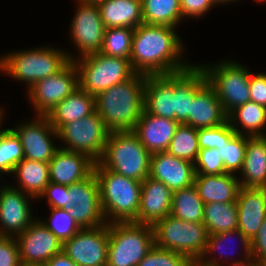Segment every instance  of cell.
Instances as JSON below:
<instances>
[{"label":"cell","mask_w":266,"mask_h":266,"mask_svg":"<svg viewBox=\"0 0 266 266\" xmlns=\"http://www.w3.org/2000/svg\"><path fill=\"white\" fill-rule=\"evenodd\" d=\"M182 49L175 27L142 23L133 33L130 62L136 73L144 75L176 73L191 66L180 60Z\"/></svg>","instance_id":"1"},{"label":"cell","mask_w":266,"mask_h":266,"mask_svg":"<svg viewBox=\"0 0 266 266\" xmlns=\"http://www.w3.org/2000/svg\"><path fill=\"white\" fill-rule=\"evenodd\" d=\"M146 75L136 73L95 96L96 112L110 132L133 131L144 111Z\"/></svg>","instance_id":"2"},{"label":"cell","mask_w":266,"mask_h":266,"mask_svg":"<svg viewBox=\"0 0 266 266\" xmlns=\"http://www.w3.org/2000/svg\"><path fill=\"white\" fill-rule=\"evenodd\" d=\"M94 173L107 223L134 222L140 206L142 182L108 170L99 162L94 165Z\"/></svg>","instance_id":"3"},{"label":"cell","mask_w":266,"mask_h":266,"mask_svg":"<svg viewBox=\"0 0 266 266\" xmlns=\"http://www.w3.org/2000/svg\"><path fill=\"white\" fill-rule=\"evenodd\" d=\"M150 152L133 131L110 132L104 153L98 161L103 167L142 182L149 177Z\"/></svg>","instance_id":"4"},{"label":"cell","mask_w":266,"mask_h":266,"mask_svg":"<svg viewBox=\"0 0 266 266\" xmlns=\"http://www.w3.org/2000/svg\"><path fill=\"white\" fill-rule=\"evenodd\" d=\"M75 59L58 49L45 47L13 52L1 57L0 71L29 84V89L39 80L61 71Z\"/></svg>","instance_id":"5"},{"label":"cell","mask_w":266,"mask_h":266,"mask_svg":"<svg viewBox=\"0 0 266 266\" xmlns=\"http://www.w3.org/2000/svg\"><path fill=\"white\" fill-rule=\"evenodd\" d=\"M108 231L106 266H137L155 246L152 225L112 222L108 223Z\"/></svg>","instance_id":"6"},{"label":"cell","mask_w":266,"mask_h":266,"mask_svg":"<svg viewBox=\"0 0 266 266\" xmlns=\"http://www.w3.org/2000/svg\"><path fill=\"white\" fill-rule=\"evenodd\" d=\"M152 228L156 247L181 253L191 262L198 261L206 248L208 233L204 223L183 221L170 214Z\"/></svg>","instance_id":"7"},{"label":"cell","mask_w":266,"mask_h":266,"mask_svg":"<svg viewBox=\"0 0 266 266\" xmlns=\"http://www.w3.org/2000/svg\"><path fill=\"white\" fill-rule=\"evenodd\" d=\"M78 58L77 63L73 62L78 69L79 87L94 96L136 74L130 60L125 58L100 52Z\"/></svg>","instance_id":"8"},{"label":"cell","mask_w":266,"mask_h":266,"mask_svg":"<svg viewBox=\"0 0 266 266\" xmlns=\"http://www.w3.org/2000/svg\"><path fill=\"white\" fill-rule=\"evenodd\" d=\"M235 63L229 60L211 67L201 65L207 83L216 92L227 114L236 107L250 101L249 82L251 72L243 65Z\"/></svg>","instance_id":"9"},{"label":"cell","mask_w":266,"mask_h":266,"mask_svg":"<svg viewBox=\"0 0 266 266\" xmlns=\"http://www.w3.org/2000/svg\"><path fill=\"white\" fill-rule=\"evenodd\" d=\"M109 134L110 131L96 111L57 130V138L67 145L60 148L84 153L95 162L101 159Z\"/></svg>","instance_id":"10"},{"label":"cell","mask_w":266,"mask_h":266,"mask_svg":"<svg viewBox=\"0 0 266 266\" xmlns=\"http://www.w3.org/2000/svg\"><path fill=\"white\" fill-rule=\"evenodd\" d=\"M68 194V212L82 229L96 228L107 223L94 171L87 178L68 185Z\"/></svg>","instance_id":"11"},{"label":"cell","mask_w":266,"mask_h":266,"mask_svg":"<svg viewBox=\"0 0 266 266\" xmlns=\"http://www.w3.org/2000/svg\"><path fill=\"white\" fill-rule=\"evenodd\" d=\"M78 87V69L73 61L56 74L37 81L28 92L36 115H47Z\"/></svg>","instance_id":"12"},{"label":"cell","mask_w":266,"mask_h":266,"mask_svg":"<svg viewBox=\"0 0 266 266\" xmlns=\"http://www.w3.org/2000/svg\"><path fill=\"white\" fill-rule=\"evenodd\" d=\"M109 245L108 223L83 228L63 243L62 251L78 266H106Z\"/></svg>","instance_id":"13"},{"label":"cell","mask_w":266,"mask_h":266,"mask_svg":"<svg viewBox=\"0 0 266 266\" xmlns=\"http://www.w3.org/2000/svg\"><path fill=\"white\" fill-rule=\"evenodd\" d=\"M78 3L80 6L71 21L70 33L83 57L100 51L106 27L97 3Z\"/></svg>","instance_id":"14"},{"label":"cell","mask_w":266,"mask_h":266,"mask_svg":"<svg viewBox=\"0 0 266 266\" xmlns=\"http://www.w3.org/2000/svg\"><path fill=\"white\" fill-rule=\"evenodd\" d=\"M37 116V120L21 124L12 130L20 138L25 159L49 163L59 149L50 138L51 135L58 137L57 131L46 115Z\"/></svg>","instance_id":"15"},{"label":"cell","mask_w":266,"mask_h":266,"mask_svg":"<svg viewBox=\"0 0 266 266\" xmlns=\"http://www.w3.org/2000/svg\"><path fill=\"white\" fill-rule=\"evenodd\" d=\"M16 240L21 263H46L63 247L60 240L37 219L16 236Z\"/></svg>","instance_id":"16"},{"label":"cell","mask_w":266,"mask_h":266,"mask_svg":"<svg viewBox=\"0 0 266 266\" xmlns=\"http://www.w3.org/2000/svg\"><path fill=\"white\" fill-rule=\"evenodd\" d=\"M9 186H4L0 190V223H2L0 236L12 237L22 233L34 219L32 220L31 209L27 201L28 196H32L19 188Z\"/></svg>","instance_id":"17"},{"label":"cell","mask_w":266,"mask_h":266,"mask_svg":"<svg viewBox=\"0 0 266 266\" xmlns=\"http://www.w3.org/2000/svg\"><path fill=\"white\" fill-rule=\"evenodd\" d=\"M194 163L167 152L151 154L149 177L164 183L172 192L194 185Z\"/></svg>","instance_id":"18"},{"label":"cell","mask_w":266,"mask_h":266,"mask_svg":"<svg viewBox=\"0 0 266 266\" xmlns=\"http://www.w3.org/2000/svg\"><path fill=\"white\" fill-rule=\"evenodd\" d=\"M236 205L237 229L251 242L266 218V189L240 187Z\"/></svg>","instance_id":"19"},{"label":"cell","mask_w":266,"mask_h":266,"mask_svg":"<svg viewBox=\"0 0 266 266\" xmlns=\"http://www.w3.org/2000/svg\"><path fill=\"white\" fill-rule=\"evenodd\" d=\"M144 104L151 115L175 120V73L146 75Z\"/></svg>","instance_id":"20"},{"label":"cell","mask_w":266,"mask_h":266,"mask_svg":"<svg viewBox=\"0 0 266 266\" xmlns=\"http://www.w3.org/2000/svg\"><path fill=\"white\" fill-rule=\"evenodd\" d=\"M172 195L164 183L147 177L142 181L140 206L134 223L153 225L170 215Z\"/></svg>","instance_id":"21"},{"label":"cell","mask_w":266,"mask_h":266,"mask_svg":"<svg viewBox=\"0 0 266 266\" xmlns=\"http://www.w3.org/2000/svg\"><path fill=\"white\" fill-rule=\"evenodd\" d=\"M95 161L88 155L59 148L49 161L50 182L71 185L87 178L93 171Z\"/></svg>","instance_id":"22"},{"label":"cell","mask_w":266,"mask_h":266,"mask_svg":"<svg viewBox=\"0 0 266 266\" xmlns=\"http://www.w3.org/2000/svg\"><path fill=\"white\" fill-rule=\"evenodd\" d=\"M179 123L175 120L151 115L145 110L133 132L150 154L166 152Z\"/></svg>","instance_id":"23"},{"label":"cell","mask_w":266,"mask_h":266,"mask_svg":"<svg viewBox=\"0 0 266 266\" xmlns=\"http://www.w3.org/2000/svg\"><path fill=\"white\" fill-rule=\"evenodd\" d=\"M227 121L228 114L216 92L206 83L192 99L190 115L183 124L199 129L218 126Z\"/></svg>","instance_id":"24"},{"label":"cell","mask_w":266,"mask_h":266,"mask_svg":"<svg viewBox=\"0 0 266 266\" xmlns=\"http://www.w3.org/2000/svg\"><path fill=\"white\" fill-rule=\"evenodd\" d=\"M206 83L205 72L199 65L175 73V121L179 124L188 119L192 99Z\"/></svg>","instance_id":"25"},{"label":"cell","mask_w":266,"mask_h":266,"mask_svg":"<svg viewBox=\"0 0 266 266\" xmlns=\"http://www.w3.org/2000/svg\"><path fill=\"white\" fill-rule=\"evenodd\" d=\"M194 186L204 204L209 202H236L239 179L232 173L195 174Z\"/></svg>","instance_id":"26"},{"label":"cell","mask_w":266,"mask_h":266,"mask_svg":"<svg viewBox=\"0 0 266 266\" xmlns=\"http://www.w3.org/2000/svg\"><path fill=\"white\" fill-rule=\"evenodd\" d=\"M95 111V96L78 87L46 116L57 131L64 124L78 121Z\"/></svg>","instance_id":"27"},{"label":"cell","mask_w":266,"mask_h":266,"mask_svg":"<svg viewBox=\"0 0 266 266\" xmlns=\"http://www.w3.org/2000/svg\"><path fill=\"white\" fill-rule=\"evenodd\" d=\"M97 5L106 28L135 29L143 23L141 0H102Z\"/></svg>","instance_id":"28"},{"label":"cell","mask_w":266,"mask_h":266,"mask_svg":"<svg viewBox=\"0 0 266 266\" xmlns=\"http://www.w3.org/2000/svg\"><path fill=\"white\" fill-rule=\"evenodd\" d=\"M240 187L266 189V147L258 137L247 135L245 158L241 168Z\"/></svg>","instance_id":"29"},{"label":"cell","mask_w":266,"mask_h":266,"mask_svg":"<svg viewBox=\"0 0 266 266\" xmlns=\"http://www.w3.org/2000/svg\"><path fill=\"white\" fill-rule=\"evenodd\" d=\"M17 176L20 188L24 193L36 199L44 192L50 182L49 163L23 159L19 162L13 173Z\"/></svg>","instance_id":"30"},{"label":"cell","mask_w":266,"mask_h":266,"mask_svg":"<svg viewBox=\"0 0 266 266\" xmlns=\"http://www.w3.org/2000/svg\"><path fill=\"white\" fill-rule=\"evenodd\" d=\"M228 121L237 134H243V131L238 128L237 123H239L246 130L248 136H261L265 134L263 127L266 124V107L249 101L232 110L228 114Z\"/></svg>","instance_id":"31"},{"label":"cell","mask_w":266,"mask_h":266,"mask_svg":"<svg viewBox=\"0 0 266 266\" xmlns=\"http://www.w3.org/2000/svg\"><path fill=\"white\" fill-rule=\"evenodd\" d=\"M203 223L208 235L236 230L238 227L236 202L204 204Z\"/></svg>","instance_id":"32"},{"label":"cell","mask_w":266,"mask_h":266,"mask_svg":"<svg viewBox=\"0 0 266 266\" xmlns=\"http://www.w3.org/2000/svg\"><path fill=\"white\" fill-rule=\"evenodd\" d=\"M204 202L197 188L191 187L173 192L170 214L188 222L203 223Z\"/></svg>","instance_id":"33"},{"label":"cell","mask_w":266,"mask_h":266,"mask_svg":"<svg viewBox=\"0 0 266 266\" xmlns=\"http://www.w3.org/2000/svg\"><path fill=\"white\" fill-rule=\"evenodd\" d=\"M143 23L175 27L183 19L180 0H141Z\"/></svg>","instance_id":"34"},{"label":"cell","mask_w":266,"mask_h":266,"mask_svg":"<svg viewBox=\"0 0 266 266\" xmlns=\"http://www.w3.org/2000/svg\"><path fill=\"white\" fill-rule=\"evenodd\" d=\"M199 150L197 129L190 125L179 124L166 152L195 163Z\"/></svg>","instance_id":"35"},{"label":"cell","mask_w":266,"mask_h":266,"mask_svg":"<svg viewBox=\"0 0 266 266\" xmlns=\"http://www.w3.org/2000/svg\"><path fill=\"white\" fill-rule=\"evenodd\" d=\"M133 28H106L100 53L130 60Z\"/></svg>","instance_id":"36"},{"label":"cell","mask_w":266,"mask_h":266,"mask_svg":"<svg viewBox=\"0 0 266 266\" xmlns=\"http://www.w3.org/2000/svg\"><path fill=\"white\" fill-rule=\"evenodd\" d=\"M24 159L20 138L11 129L0 131V173H13L15 166Z\"/></svg>","instance_id":"37"},{"label":"cell","mask_w":266,"mask_h":266,"mask_svg":"<svg viewBox=\"0 0 266 266\" xmlns=\"http://www.w3.org/2000/svg\"><path fill=\"white\" fill-rule=\"evenodd\" d=\"M234 235H238V237H239V239L243 245L244 253H245V255H244L245 260L250 258L251 257V242L247 239V237L245 235H243L240 232L239 229H236V230H232V231H224V232L208 235L206 248H205L202 256L198 259L197 262L203 266H221L220 262H217L216 257H215V259H211V258L207 259L208 257H206V256L208 254H211V253L213 254L214 252L218 251L224 245L223 242H225L227 244L226 239L228 240L229 238H231ZM220 255L222 256V252ZM225 256H228V255H225Z\"/></svg>","instance_id":"38"},{"label":"cell","mask_w":266,"mask_h":266,"mask_svg":"<svg viewBox=\"0 0 266 266\" xmlns=\"http://www.w3.org/2000/svg\"><path fill=\"white\" fill-rule=\"evenodd\" d=\"M51 214L49 222L41 221L63 244L71 239L82 228L72 218L66 209L50 208Z\"/></svg>","instance_id":"39"},{"label":"cell","mask_w":266,"mask_h":266,"mask_svg":"<svg viewBox=\"0 0 266 266\" xmlns=\"http://www.w3.org/2000/svg\"><path fill=\"white\" fill-rule=\"evenodd\" d=\"M247 146V133L235 134L227 144H223L219 150L220 156L224 162L225 173L240 171L245 158Z\"/></svg>","instance_id":"40"},{"label":"cell","mask_w":266,"mask_h":266,"mask_svg":"<svg viewBox=\"0 0 266 266\" xmlns=\"http://www.w3.org/2000/svg\"><path fill=\"white\" fill-rule=\"evenodd\" d=\"M235 134L236 132L229 121L218 126L197 129L200 149L212 148L220 150L221 146L227 144Z\"/></svg>","instance_id":"41"},{"label":"cell","mask_w":266,"mask_h":266,"mask_svg":"<svg viewBox=\"0 0 266 266\" xmlns=\"http://www.w3.org/2000/svg\"><path fill=\"white\" fill-rule=\"evenodd\" d=\"M190 263L181 253L153 246L137 266H188Z\"/></svg>","instance_id":"42"},{"label":"cell","mask_w":266,"mask_h":266,"mask_svg":"<svg viewBox=\"0 0 266 266\" xmlns=\"http://www.w3.org/2000/svg\"><path fill=\"white\" fill-rule=\"evenodd\" d=\"M194 166L196 174L216 175L225 173L224 162L218 149H200Z\"/></svg>","instance_id":"43"},{"label":"cell","mask_w":266,"mask_h":266,"mask_svg":"<svg viewBox=\"0 0 266 266\" xmlns=\"http://www.w3.org/2000/svg\"><path fill=\"white\" fill-rule=\"evenodd\" d=\"M41 197H48V204L51 208L69 209V194L67 185L49 182V184L45 187L44 192L39 196V199Z\"/></svg>","instance_id":"44"},{"label":"cell","mask_w":266,"mask_h":266,"mask_svg":"<svg viewBox=\"0 0 266 266\" xmlns=\"http://www.w3.org/2000/svg\"><path fill=\"white\" fill-rule=\"evenodd\" d=\"M18 242L13 237L0 236V266H20Z\"/></svg>","instance_id":"45"},{"label":"cell","mask_w":266,"mask_h":266,"mask_svg":"<svg viewBox=\"0 0 266 266\" xmlns=\"http://www.w3.org/2000/svg\"><path fill=\"white\" fill-rule=\"evenodd\" d=\"M250 101L266 107V74H250Z\"/></svg>","instance_id":"46"},{"label":"cell","mask_w":266,"mask_h":266,"mask_svg":"<svg viewBox=\"0 0 266 266\" xmlns=\"http://www.w3.org/2000/svg\"><path fill=\"white\" fill-rule=\"evenodd\" d=\"M212 0H180L182 17H200L213 6Z\"/></svg>","instance_id":"47"},{"label":"cell","mask_w":266,"mask_h":266,"mask_svg":"<svg viewBox=\"0 0 266 266\" xmlns=\"http://www.w3.org/2000/svg\"><path fill=\"white\" fill-rule=\"evenodd\" d=\"M251 256L254 257L260 265L266 266V218L261 224L257 235L251 241Z\"/></svg>","instance_id":"48"},{"label":"cell","mask_w":266,"mask_h":266,"mask_svg":"<svg viewBox=\"0 0 266 266\" xmlns=\"http://www.w3.org/2000/svg\"><path fill=\"white\" fill-rule=\"evenodd\" d=\"M47 266H78L63 251L46 262Z\"/></svg>","instance_id":"49"},{"label":"cell","mask_w":266,"mask_h":266,"mask_svg":"<svg viewBox=\"0 0 266 266\" xmlns=\"http://www.w3.org/2000/svg\"><path fill=\"white\" fill-rule=\"evenodd\" d=\"M232 266H262L259 262L254 258L250 257L246 261H236L232 264Z\"/></svg>","instance_id":"50"},{"label":"cell","mask_w":266,"mask_h":266,"mask_svg":"<svg viewBox=\"0 0 266 266\" xmlns=\"http://www.w3.org/2000/svg\"><path fill=\"white\" fill-rule=\"evenodd\" d=\"M20 266H47L46 263H21Z\"/></svg>","instance_id":"51"},{"label":"cell","mask_w":266,"mask_h":266,"mask_svg":"<svg viewBox=\"0 0 266 266\" xmlns=\"http://www.w3.org/2000/svg\"><path fill=\"white\" fill-rule=\"evenodd\" d=\"M236 2L237 0H212L213 4H218V3H227V2Z\"/></svg>","instance_id":"52"},{"label":"cell","mask_w":266,"mask_h":266,"mask_svg":"<svg viewBox=\"0 0 266 266\" xmlns=\"http://www.w3.org/2000/svg\"><path fill=\"white\" fill-rule=\"evenodd\" d=\"M102 0H78V2H85V3H98Z\"/></svg>","instance_id":"53"},{"label":"cell","mask_w":266,"mask_h":266,"mask_svg":"<svg viewBox=\"0 0 266 266\" xmlns=\"http://www.w3.org/2000/svg\"><path fill=\"white\" fill-rule=\"evenodd\" d=\"M188 266H203V265L199 264L197 261H193Z\"/></svg>","instance_id":"54"},{"label":"cell","mask_w":266,"mask_h":266,"mask_svg":"<svg viewBox=\"0 0 266 266\" xmlns=\"http://www.w3.org/2000/svg\"><path fill=\"white\" fill-rule=\"evenodd\" d=\"M265 144V147H266V135H261V136H258Z\"/></svg>","instance_id":"55"},{"label":"cell","mask_w":266,"mask_h":266,"mask_svg":"<svg viewBox=\"0 0 266 266\" xmlns=\"http://www.w3.org/2000/svg\"><path fill=\"white\" fill-rule=\"evenodd\" d=\"M2 111H3V110L0 109V122L2 121V118H3V115H2L3 112H2ZM1 124H2V123H0V125H1ZM0 127H1V126H0ZM0 131H1V130H0Z\"/></svg>","instance_id":"56"}]
</instances>
